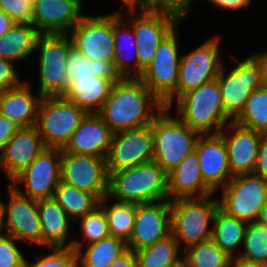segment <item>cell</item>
Listing matches in <instances>:
<instances>
[{
	"label": "cell",
	"mask_w": 267,
	"mask_h": 267,
	"mask_svg": "<svg viewBox=\"0 0 267 267\" xmlns=\"http://www.w3.org/2000/svg\"><path fill=\"white\" fill-rule=\"evenodd\" d=\"M68 35L73 47L86 58L113 61L115 51L113 11L103 15L86 13Z\"/></svg>",
	"instance_id": "cell-13"
},
{
	"label": "cell",
	"mask_w": 267,
	"mask_h": 267,
	"mask_svg": "<svg viewBox=\"0 0 267 267\" xmlns=\"http://www.w3.org/2000/svg\"><path fill=\"white\" fill-rule=\"evenodd\" d=\"M113 132L98 113H87L63 152L107 158Z\"/></svg>",
	"instance_id": "cell-23"
},
{
	"label": "cell",
	"mask_w": 267,
	"mask_h": 267,
	"mask_svg": "<svg viewBox=\"0 0 267 267\" xmlns=\"http://www.w3.org/2000/svg\"><path fill=\"white\" fill-rule=\"evenodd\" d=\"M169 200L204 197L214 192L204 183L199 159L194 151L167 173Z\"/></svg>",
	"instance_id": "cell-25"
},
{
	"label": "cell",
	"mask_w": 267,
	"mask_h": 267,
	"mask_svg": "<svg viewBox=\"0 0 267 267\" xmlns=\"http://www.w3.org/2000/svg\"><path fill=\"white\" fill-rule=\"evenodd\" d=\"M30 80L14 88L0 91V113L19 128L36 125L42 96L32 93Z\"/></svg>",
	"instance_id": "cell-24"
},
{
	"label": "cell",
	"mask_w": 267,
	"mask_h": 267,
	"mask_svg": "<svg viewBox=\"0 0 267 267\" xmlns=\"http://www.w3.org/2000/svg\"><path fill=\"white\" fill-rule=\"evenodd\" d=\"M85 0H34L33 26L40 34H68L85 15Z\"/></svg>",
	"instance_id": "cell-19"
},
{
	"label": "cell",
	"mask_w": 267,
	"mask_h": 267,
	"mask_svg": "<svg viewBox=\"0 0 267 267\" xmlns=\"http://www.w3.org/2000/svg\"><path fill=\"white\" fill-rule=\"evenodd\" d=\"M133 27L137 42L138 78L151 64L160 42L183 20L175 13L153 9L119 10ZM126 15V17H125Z\"/></svg>",
	"instance_id": "cell-6"
},
{
	"label": "cell",
	"mask_w": 267,
	"mask_h": 267,
	"mask_svg": "<svg viewBox=\"0 0 267 267\" xmlns=\"http://www.w3.org/2000/svg\"><path fill=\"white\" fill-rule=\"evenodd\" d=\"M0 9L16 23L32 24L34 0H0Z\"/></svg>",
	"instance_id": "cell-42"
},
{
	"label": "cell",
	"mask_w": 267,
	"mask_h": 267,
	"mask_svg": "<svg viewBox=\"0 0 267 267\" xmlns=\"http://www.w3.org/2000/svg\"><path fill=\"white\" fill-rule=\"evenodd\" d=\"M195 152L204 183L217 193L233 177L223 137L220 134H201Z\"/></svg>",
	"instance_id": "cell-21"
},
{
	"label": "cell",
	"mask_w": 267,
	"mask_h": 267,
	"mask_svg": "<svg viewBox=\"0 0 267 267\" xmlns=\"http://www.w3.org/2000/svg\"><path fill=\"white\" fill-rule=\"evenodd\" d=\"M99 206L106 215L110 235L127 244L134 229L136 203L116 201L106 196L100 200Z\"/></svg>",
	"instance_id": "cell-33"
},
{
	"label": "cell",
	"mask_w": 267,
	"mask_h": 267,
	"mask_svg": "<svg viewBox=\"0 0 267 267\" xmlns=\"http://www.w3.org/2000/svg\"><path fill=\"white\" fill-rule=\"evenodd\" d=\"M39 31L29 23H16L0 37V58L13 63L30 58L35 54Z\"/></svg>",
	"instance_id": "cell-30"
},
{
	"label": "cell",
	"mask_w": 267,
	"mask_h": 267,
	"mask_svg": "<svg viewBox=\"0 0 267 267\" xmlns=\"http://www.w3.org/2000/svg\"><path fill=\"white\" fill-rule=\"evenodd\" d=\"M247 225L248 222L237 219L218 207L214 215L211 238L223 252L235 260L241 253Z\"/></svg>",
	"instance_id": "cell-29"
},
{
	"label": "cell",
	"mask_w": 267,
	"mask_h": 267,
	"mask_svg": "<svg viewBox=\"0 0 267 267\" xmlns=\"http://www.w3.org/2000/svg\"><path fill=\"white\" fill-rule=\"evenodd\" d=\"M171 234V201L136 204L134 229L127 248L139 251Z\"/></svg>",
	"instance_id": "cell-18"
},
{
	"label": "cell",
	"mask_w": 267,
	"mask_h": 267,
	"mask_svg": "<svg viewBox=\"0 0 267 267\" xmlns=\"http://www.w3.org/2000/svg\"><path fill=\"white\" fill-rule=\"evenodd\" d=\"M86 114L63 96L42 97L36 127L46 148L63 149Z\"/></svg>",
	"instance_id": "cell-9"
},
{
	"label": "cell",
	"mask_w": 267,
	"mask_h": 267,
	"mask_svg": "<svg viewBox=\"0 0 267 267\" xmlns=\"http://www.w3.org/2000/svg\"><path fill=\"white\" fill-rule=\"evenodd\" d=\"M19 127L0 113V152Z\"/></svg>",
	"instance_id": "cell-47"
},
{
	"label": "cell",
	"mask_w": 267,
	"mask_h": 267,
	"mask_svg": "<svg viewBox=\"0 0 267 267\" xmlns=\"http://www.w3.org/2000/svg\"><path fill=\"white\" fill-rule=\"evenodd\" d=\"M6 234L5 202L0 199V236Z\"/></svg>",
	"instance_id": "cell-53"
},
{
	"label": "cell",
	"mask_w": 267,
	"mask_h": 267,
	"mask_svg": "<svg viewBox=\"0 0 267 267\" xmlns=\"http://www.w3.org/2000/svg\"><path fill=\"white\" fill-rule=\"evenodd\" d=\"M216 193L204 197L171 200V234L181 250L212 236L214 215L219 207Z\"/></svg>",
	"instance_id": "cell-4"
},
{
	"label": "cell",
	"mask_w": 267,
	"mask_h": 267,
	"mask_svg": "<svg viewBox=\"0 0 267 267\" xmlns=\"http://www.w3.org/2000/svg\"><path fill=\"white\" fill-rule=\"evenodd\" d=\"M219 134L223 137L227 148L232 175L253 173L263 133L231 121Z\"/></svg>",
	"instance_id": "cell-20"
},
{
	"label": "cell",
	"mask_w": 267,
	"mask_h": 267,
	"mask_svg": "<svg viewBox=\"0 0 267 267\" xmlns=\"http://www.w3.org/2000/svg\"><path fill=\"white\" fill-rule=\"evenodd\" d=\"M221 35L215 34L207 38L199 46L181 55L179 78L177 83V98L188 90L217 78L224 63L221 56Z\"/></svg>",
	"instance_id": "cell-12"
},
{
	"label": "cell",
	"mask_w": 267,
	"mask_h": 267,
	"mask_svg": "<svg viewBox=\"0 0 267 267\" xmlns=\"http://www.w3.org/2000/svg\"><path fill=\"white\" fill-rule=\"evenodd\" d=\"M37 206L42 227L43 247L45 249L72 247L73 240L69 230H72L74 221L65 210L53 197L37 200ZM70 238L71 240H69Z\"/></svg>",
	"instance_id": "cell-26"
},
{
	"label": "cell",
	"mask_w": 267,
	"mask_h": 267,
	"mask_svg": "<svg viewBox=\"0 0 267 267\" xmlns=\"http://www.w3.org/2000/svg\"><path fill=\"white\" fill-rule=\"evenodd\" d=\"M170 234L152 246L136 251L138 267H183V251Z\"/></svg>",
	"instance_id": "cell-32"
},
{
	"label": "cell",
	"mask_w": 267,
	"mask_h": 267,
	"mask_svg": "<svg viewBox=\"0 0 267 267\" xmlns=\"http://www.w3.org/2000/svg\"><path fill=\"white\" fill-rule=\"evenodd\" d=\"M203 1V0H201ZM208 4L216 7L217 9L238 11L240 9H249L252 6V0H204Z\"/></svg>",
	"instance_id": "cell-46"
},
{
	"label": "cell",
	"mask_w": 267,
	"mask_h": 267,
	"mask_svg": "<svg viewBox=\"0 0 267 267\" xmlns=\"http://www.w3.org/2000/svg\"><path fill=\"white\" fill-rule=\"evenodd\" d=\"M61 181L93 194L100 201L108 194L106 159L62 151Z\"/></svg>",
	"instance_id": "cell-15"
},
{
	"label": "cell",
	"mask_w": 267,
	"mask_h": 267,
	"mask_svg": "<svg viewBox=\"0 0 267 267\" xmlns=\"http://www.w3.org/2000/svg\"><path fill=\"white\" fill-rule=\"evenodd\" d=\"M121 8L124 9H148V0H120Z\"/></svg>",
	"instance_id": "cell-51"
},
{
	"label": "cell",
	"mask_w": 267,
	"mask_h": 267,
	"mask_svg": "<svg viewBox=\"0 0 267 267\" xmlns=\"http://www.w3.org/2000/svg\"><path fill=\"white\" fill-rule=\"evenodd\" d=\"M235 260L267 262V225L248 222L244 244L239 257Z\"/></svg>",
	"instance_id": "cell-39"
},
{
	"label": "cell",
	"mask_w": 267,
	"mask_h": 267,
	"mask_svg": "<svg viewBox=\"0 0 267 267\" xmlns=\"http://www.w3.org/2000/svg\"><path fill=\"white\" fill-rule=\"evenodd\" d=\"M16 66L15 63L0 58V91L17 87L23 82Z\"/></svg>",
	"instance_id": "cell-44"
},
{
	"label": "cell",
	"mask_w": 267,
	"mask_h": 267,
	"mask_svg": "<svg viewBox=\"0 0 267 267\" xmlns=\"http://www.w3.org/2000/svg\"><path fill=\"white\" fill-rule=\"evenodd\" d=\"M223 63L217 81L219 83L225 113L234 120L244 109L252 91L263 86L260 67L250 54L229 71Z\"/></svg>",
	"instance_id": "cell-11"
},
{
	"label": "cell",
	"mask_w": 267,
	"mask_h": 267,
	"mask_svg": "<svg viewBox=\"0 0 267 267\" xmlns=\"http://www.w3.org/2000/svg\"><path fill=\"white\" fill-rule=\"evenodd\" d=\"M153 133L151 124L113 133L106 158L108 174L153 161Z\"/></svg>",
	"instance_id": "cell-16"
},
{
	"label": "cell",
	"mask_w": 267,
	"mask_h": 267,
	"mask_svg": "<svg viewBox=\"0 0 267 267\" xmlns=\"http://www.w3.org/2000/svg\"><path fill=\"white\" fill-rule=\"evenodd\" d=\"M109 267H138V260L135 251L127 248Z\"/></svg>",
	"instance_id": "cell-48"
},
{
	"label": "cell",
	"mask_w": 267,
	"mask_h": 267,
	"mask_svg": "<svg viewBox=\"0 0 267 267\" xmlns=\"http://www.w3.org/2000/svg\"><path fill=\"white\" fill-rule=\"evenodd\" d=\"M107 196L136 204L169 200L167 173L154 161L111 172Z\"/></svg>",
	"instance_id": "cell-3"
},
{
	"label": "cell",
	"mask_w": 267,
	"mask_h": 267,
	"mask_svg": "<svg viewBox=\"0 0 267 267\" xmlns=\"http://www.w3.org/2000/svg\"><path fill=\"white\" fill-rule=\"evenodd\" d=\"M258 221L267 225V202L266 204L261 208V212L258 218Z\"/></svg>",
	"instance_id": "cell-54"
},
{
	"label": "cell",
	"mask_w": 267,
	"mask_h": 267,
	"mask_svg": "<svg viewBox=\"0 0 267 267\" xmlns=\"http://www.w3.org/2000/svg\"><path fill=\"white\" fill-rule=\"evenodd\" d=\"M253 173L267 180V134L262 135Z\"/></svg>",
	"instance_id": "cell-45"
},
{
	"label": "cell",
	"mask_w": 267,
	"mask_h": 267,
	"mask_svg": "<svg viewBox=\"0 0 267 267\" xmlns=\"http://www.w3.org/2000/svg\"><path fill=\"white\" fill-rule=\"evenodd\" d=\"M72 41L68 34H40L38 52V93L42 96H62L68 88L66 62Z\"/></svg>",
	"instance_id": "cell-8"
},
{
	"label": "cell",
	"mask_w": 267,
	"mask_h": 267,
	"mask_svg": "<svg viewBox=\"0 0 267 267\" xmlns=\"http://www.w3.org/2000/svg\"><path fill=\"white\" fill-rule=\"evenodd\" d=\"M65 69L68 85L74 79L93 78V76L121 78L114 68L113 61L90 60L73 46L68 53Z\"/></svg>",
	"instance_id": "cell-34"
},
{
	"label": "cell",
	"mask_w": 267,
	"mask_h": 267,
	"mask_svg": "<svg viewBox=\"0 0 267 267\" xmlns=\"http://www.w3.org/2000/svg\"><path fill=\"white\" fill-rule=\"evenodd\" d=\"M119 79L98 76L74 79L62 96L86 113H98L109 96L112 84Z\"/></svg>",
	"instance_id": "cell-28"
},
{
	"label": "cell",
	"mask_w": 267,
	"mask_h": 267,
	"mask_svg": "<svg viewBox=\"0 0 267 267\" xmlns=\"http://www.w3.org/2000/svg\"><path fill=\"white\" fill-rule=\"evenodd\" d=\"M51 253L37 255L34 261L25 257L24 267H77V254L72 247H52Z\"/></svg>",
	"instance_id": "cell-40"
},
{
	"label": "cell",
	"mask_w": 267,
	"mask_h": 267,
	"mask_svg": "<svg viewBox=\"0 0 267 267\" xmlns=\"http://www.w3.org/2000/svg\"><path fill=\"white\" fill-rule=\"evenodd\" d=\"M235 267H267V262L234 260Z\"/></svg>",
	"instance_id": "cell-52"
},
{
	"label": "cell",
	"mask_w": 267,
	"mask_h": 267,
	"mask_svg": "<svg viewBox=\"0 0 267 267\" xmlns=\"http://www.w3.org/2000/svg\"><path fill=\"white\" fill-rule=\"evenodd\" d=\"M53 198L65 210L67 215L74 221L92 212L99 206V200L88 192L79 190L74 186L59 181Z\"/></svg>",
	"instance_id": "cell-35"
},
{
	"label": "cell",
	"mask_w": 267,
	"mask_h": 267,
	"mask_svg": "<svg viewBox=\"0 0 267 267\" xmlns=\"http://www.w3.org/2000/svg\"><path fill=\"white\" fill-rule=\"evenodd\" d=\"M16 22L0 9V37L6 34Z\"/></svg>",
	"instance_id": "cell-50"
},
{
	"label": "cell",
	"mask_w": 267,
	"mask_h": 267,
	"mask_svg": "<svg viewBox=\"0 0 267 267\" xmlns=\"http://www.w3.org/2000/svg\"><path fill=\"white\" fill-rule=\"evenodd\" d=\"M61 158L62 149L45 148L23 172L8 183L32 199L52 198L61 180ZM20 185L25 186V190Z\"/></svg>",
	"instance_id": "cell-14"
},
{
	"label": "cell",
	"mask_w": 267,
	"mask_h": 267,
	"mask_svg": "<svg viewBox=\"0 0 267 267\" xmlns=\"http://www.w3.org/2000/svg\"><path fill=\"white\" fill-rule=\"evenodd\" d=\"M80 239H73L72 248L76 251L79 247L89 245L110 236L109 227L104 210L97 206L92 212L79 218Z\"/></svg>",
	"instance_id": "cell-38"
},
{
	"label": "cell",
	"mask_w": 267,
	"mask_h": 267,
	"mask_svg": "<svg viewBox=\"0 0 267 267\" xmlns=\"http://www.w3.org/2000/svg\"><path fill=\"white\" fill-rule=\"evenodd\" d=\"M234 260L209 238L183 251V267H232Z\"/></svg>",
	"instance_id": "cell-36"
},
{
	"label": "cell",
	"mask_w": 267,
	"mask_h": 267,
	"mask_svg": "<svg viewBox=\"0 0 267 267\" xmlns=\"http://www.w3.org/2000/svg\"><path fill=\"white\" fill-rule=\"evenodd\" d=\"M194 1L197 0H148V9L169 11L183 20L194 7Z\"/></svg>",
	"instance_id": "cell-43"
},
{
	"label": "cell",
	"mask_w": 267,
	"mask_h": 267,
	"mask_svg": "<svg viewBox=\"0 0 267 267\" xmlns=\"http://www.w3.org/2000/svg\"><path fill=\"white\" fill-rule=\"evenodd\" d=\"M164 109L163 103L140 78L121 77L112 84L98 114L113 133L152 123Z\"/></svg>",
	"instance_id": "cell-1"
},
{
	"label": "cell",
	"mask_w": 267,
	"mask_h": 267,
	"mask_svg": "<svg viewBox=\"0 0 267 267\" xmlns=\"http://www.w3.org/2000/svg\"><path fill=\"white\" fill-rule=\"evenodd\" d=\"M127 244L114 236L79 247L76 250L77 267H109L125 250Z\"/></svg>",
	"instance_id": "cell-31"
},
{
	"label": "cell",
	"mask_w": 267,
	"mask_h": 267,
	"mask_svg": "<svg viewBox=\"0 0 267 267\" xmlns=\"http://www.w3.org/2000/svg\"><path fill=\"white\" fill-rule=\"evenodd\" d=\"M113 34L115 51L113 65L120 77L138 78L137 42L133 27L121 16L120 11H113Z\"/></svg>",
	"instance_id": "cell-27"
},
{
	"label": "cell",
	"mask_w": 267,
	"mask_h": 267,
	"mask_svg": "<svg viewBox=\"0 0 267 267\" xmlns=\"http://www.w3.org/2000/svg\"><path fill=\"white\" fill-rule=\"evenodd\" d=\"M5 202L6 234L18 241L43 247L42 227L37 200L19 193L11 184L7 185Z\"/></svg>",
	"instance_id": "cell-17"
},
{
	"label": "cell",
	"mask_w": 267,
	"mask_h": 267,
	"mask_svg": "<svg viewBox=\"0 0 267 267\" xmlns=\"http://www.w3.org/2000/svg\"><path fill=\"white\" fill-rule=\"evenodd\" d=\"M180 22L159 44L153 60L139 77L146 87L169 108L177 99V83L181 51L179 49ZM179 27V28H178ZM179 30V31H178Z\"/></svg>",
	"instance_id": "cell-7"
},
{
	"label": "cell",
	"mask_w": 267,
	"mask_h": 267,
	"mask_svg": "<svg viewBox=\"0 0 267 267\" xmlns=\"http://www.w3.org/2000/svg\"><path fill=\"white\" fill-rule=\"evenodd\" d=\"M46 148L36 125L22 127L0 152V167L10 182Z\"/></svg>",
	"instance_id": "cell-22"
},
{
	"label": "cell",
	"mask_w": 267,
	"mask_h": 267,
	"mask_svg": "<svg viewBox=\"0 0 267 267\" xmlns=\"http://www.w3.org/2000/svg\"><path fill=\"white\" fill-rule=\"evenodd\" d=\"M233 121L267 134V86L263 85L251 92L244 109Z\"/></svg>",
	"instance_id": "cell-37"
},
{
	"label": "cell",
	"mask_w": 267,
	"mask_h": 267,
	"mask_svg": "<svg viewBox=\"0 0 267 267\" xmlns=\"http://www.w3.org/2000/svg\"><path fill=\"white\" fill-rule=\"evenodd\" d=\"M173 107L180 120L201 134H219L233 121L225 113L217 79L183 93L169 109Z\"/></svg>",
	"instance_id": "cell-2"
},
{
	"label": "cell",
	"mask_w": 267,
	"mask_h": 267,
	"mask_svg": "<svg viewBox=\"0 0 267 267\" xmlns=\"http://www.w3.org/2000/svg\"><path fill=\"white\" fill-rule=\"evenodd\" d=\"M18 242L8 234L0 236V267H24L25 256Z\"/></svg>",
	"instance_id": "cell-41"
},
{
	"label": "cell",
	"mask_w": 267,
	"mask_h": 267,
	"mask_svg": "<svg viewBox=\"0 0 267 267\" xmlns=\"http://www.w3.org/2000/svg\"><path fill=\"white\" fill-rule=\"evenodd\" d=\"M218 193L223 211L237 219L254 222L267 202V180L254 173L236 175Z\"/></svg>",
	"instance_id": "cell-10"
},
{
	"label": "cell",
	"mask_w": 267,
	"mask_h": 267,
	"mask_svg": "<svg viewBox=\"0 0 267 267\" xmlns=\"http://www.w3.org/2000/svg\"><path fill=\"white\" fill-rule=\"evenodd\" d=\"M172 110L164 108L152 121L153 161L166 173L195 151L201 133L187 126ZM175 115V116H174Z\"/></svg>",
	"instance_id": "cell-5"
},
{
	"label": "cell",
	"mask_w": 267,
	"mask_h": 267,
	"mask_svg": "<svg viewBox=\"0 0 267 267\" xmlns=\"http://www.w3.org/2000/svg\"><path fill=\"white\" fill-rule=\"evenodd\" d=\"M251 55L260 67L263 85L267 86V51L259 50L253 54L251 53Z\"/></svg>",
	"instance_id": "cell-49"
}]
</instances>
